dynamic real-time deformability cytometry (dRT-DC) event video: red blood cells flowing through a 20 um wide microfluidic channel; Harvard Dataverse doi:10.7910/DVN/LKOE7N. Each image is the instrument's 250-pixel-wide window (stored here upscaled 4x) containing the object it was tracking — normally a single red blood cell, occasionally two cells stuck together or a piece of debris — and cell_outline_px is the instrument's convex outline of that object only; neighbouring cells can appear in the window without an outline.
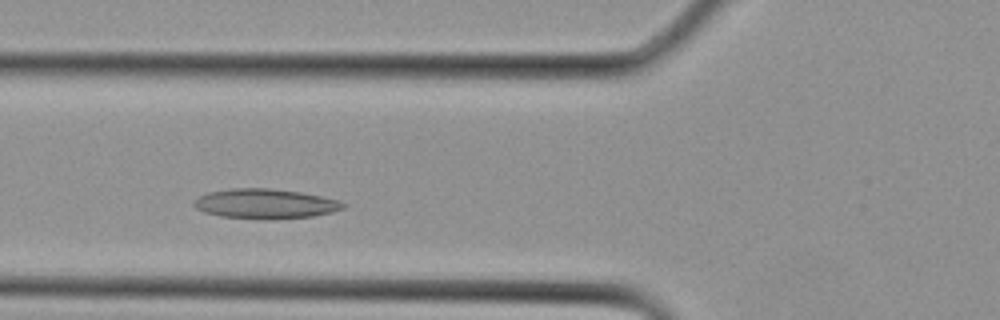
{"species": "Egyptian fruit bat (a non-hibernating species)", "species_latin": "Rousettus aegyptiacus", "temperature_condition": "cold", "stored_images_in_passage": 15, "camera_frame_rate_fps": 3000, "um_per_image_px": 0.085, "animal": {"sex": "female"}, "frame": {"image": 1, "passage_image": 4, "time_ms": 1.0, "image_size_px": [1000, 320], "cell_outline_px": [[348, 204], [344, 208], [332, 212], [312, 216], [220, 216], [204, 212], [196, 208], [192, 204], [192, 200], [208, 192], [232, 188], [272, 188], [300, 192], [340, 200]], "centroid_in_image_um": [22.54, 17.26], "position_along_channel_um": 103.3, "area_um2": 24.8}}
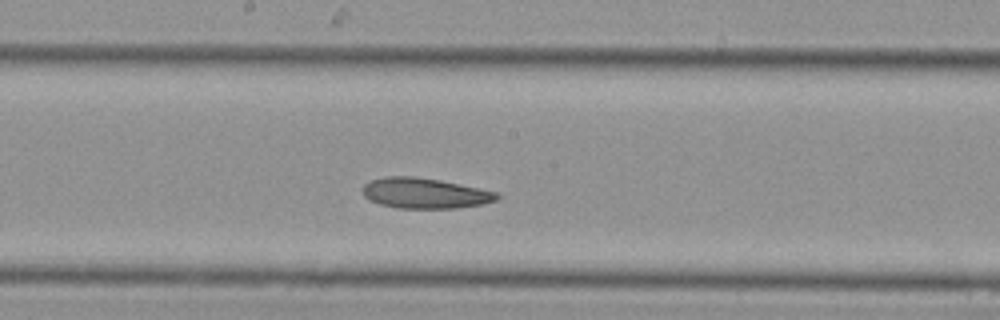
{"frame": {"image": 2, "passage_image": 9, "time_ms": 2.667, "image_size_px": [1000, 320], "cell_outline_px": [[500, 196], [496, 200], [484, 204], [456, 208], [396, 208], [380, 204], [368, 200], [364, 196], [360, 188], [368, 180], [384, 176], [412, 176], [440, 180], [460, 184], [496, 192]], "centroid_in_image_um": [36.04, 16.42], "position_along_channel_um": 212.2, "area_um2": 24.04}}
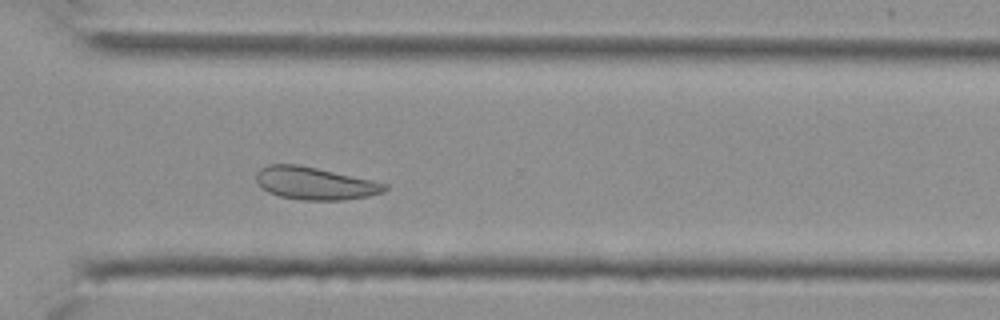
{"frame": {"image": 3, "passage_image": 15, "time_ms": 4.667, "image_size_px": [1000, 320], "cell_outline_px": [[388, 188], [384, 192], [368, 196], [344, 200], [300, 200], [280, 196], [268, 192], [260, 188], [256, 180], [256, 172], [260, 168], [268, 164], [296, 164], [316, 168], [372, 180], [388, 184]], "centroid_in_image_um": [26.74, 15.59], "position_along_channel_um": 343.9, "area_um2": 24.45}}